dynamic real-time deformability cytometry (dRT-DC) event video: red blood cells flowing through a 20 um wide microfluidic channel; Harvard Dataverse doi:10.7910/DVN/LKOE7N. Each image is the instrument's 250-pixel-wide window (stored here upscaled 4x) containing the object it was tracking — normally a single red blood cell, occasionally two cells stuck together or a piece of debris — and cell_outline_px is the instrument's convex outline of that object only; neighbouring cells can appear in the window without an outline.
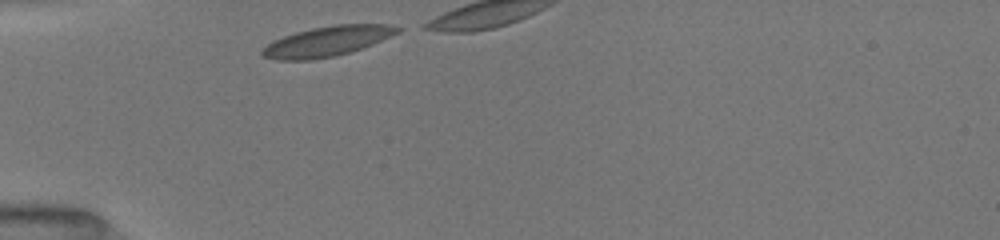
{"species": "common noctule bat (a hibernating species)", "species_latin": "Nyctalus noctula", "temperature_condition": "room temperature", "stored_images_in_passage": 8, "camera_frame_rate_fps": 3000, "um_per_image_px": 0.085, "animal": {"sex": "female", "body_mass_g": 19.5, "forearm_length_mm": 54.1}, "frame": {"image": 1, "passage_image": 1, "time_ms": 0.0, "image_size_px": [1000, 240], "cell_outline_px": [[404, 28], [400, 32], [372, 44], [348, 52], [332, 56], [308, 60], [276, 60], [260, 56], [260, 48], [284, 36], [296, 32], [312, 28], [336, 24], [388, 24]], "centroid_in_image_um": [27.79, 3.5], "position_along_channel_um": 57.2, "area_um2": 23.52}}
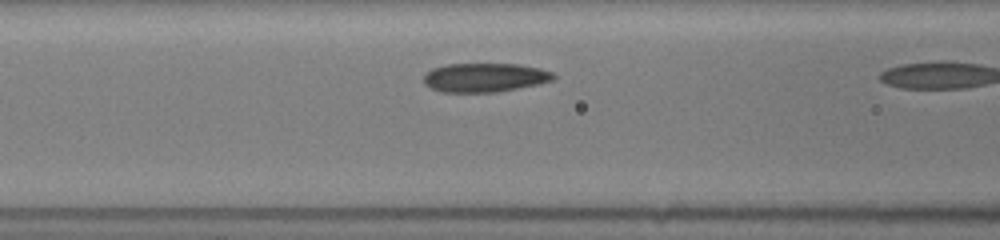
{"frame": {"image": 2, "passage_image": 7, "time_ms": 2.0, "image_size_px": [1000, 240], "cell_outline_px": [[556, 80], [496, 92], [444, 92], [428, 88], [424, 84], [424, 76], [432, 68], [448, 64], [520, 64], [540, 68], [552, 72], [556, 76]], "centroid_in_image_um": [41.2, 6.59], "position_along_channel_um": 125.4, "area_um2": 21.91}}